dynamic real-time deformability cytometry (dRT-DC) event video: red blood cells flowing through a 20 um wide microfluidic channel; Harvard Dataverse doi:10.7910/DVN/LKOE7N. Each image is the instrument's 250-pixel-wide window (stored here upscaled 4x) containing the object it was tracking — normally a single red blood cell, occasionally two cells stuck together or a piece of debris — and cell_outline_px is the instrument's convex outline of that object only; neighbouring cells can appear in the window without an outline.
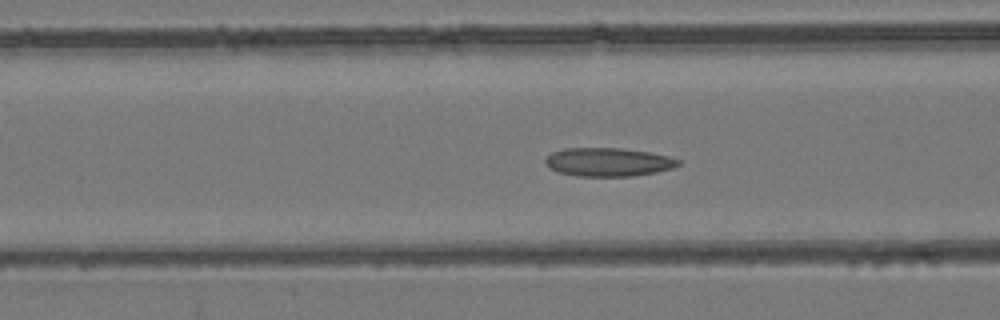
{"species": "common noctule bat (a hibernating species)", "species_latin": "Nyctalus noctula", "temperature_condition": "room temperature", "stored_images_in_passage": 54, "camera_frame_rate_fps": 3000, "um_per_image_px": 0.085, "animal": {"sex": "female", "body_mass_g": 24.6, "forearm_length_mm": 56.2}, "frame": {"image": 1, "passage_image": 22, "time_ms": 7.0, "image_size_px": [1000, 320], "cell_outline_px": [[680, 164], [672, 168], [656, 172], [632, 176], [576, 176], [560, 172], [548, 168], [544, 164], [544, 160], [552, 152], [564, 148], [620, 148], [648, 152], [668, 156], [680, 160]], "centroid_in_image_um": [51.67, 13.77], "position_along_channel_um": 114.9, "area_um2": 22.08}}
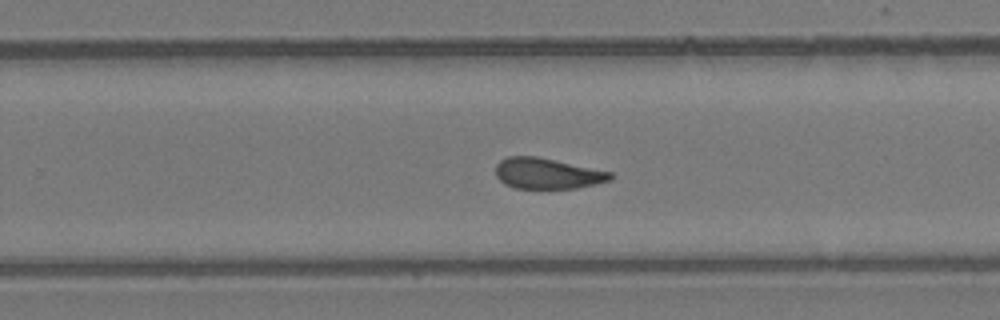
{"frame": {"image": 2, "passage_image": 35, "time_ms": 11.333, "image_size_px": [1000, 320], "cell_outline_px": [[612, 180], [596, 184], [576, 188], [516, 188], [504, 184], [496, 176], [496, 164], [500, 160], [508, 156], [536, 156], [612, 172]], "centroid_in_image_um": [46.51, 14.74], "position_along_channel_um": 283.3, "area_um2": 20.52}}
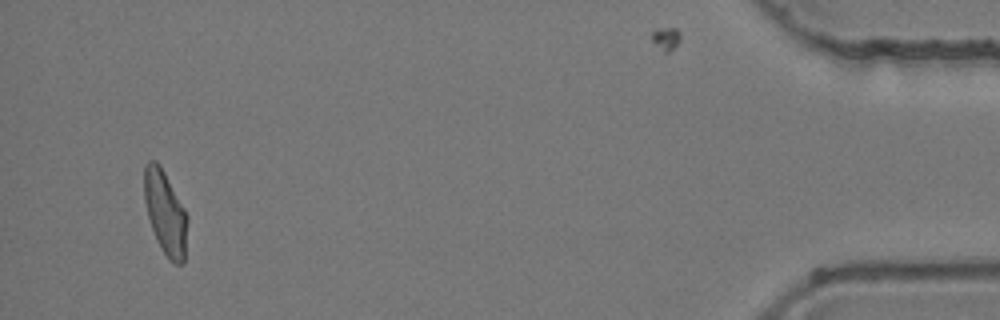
{"frame": {"image": 3, "passage_image": 52, "time_ms": 17.0, "image_size_px": [1000, 320], "cell_outline_px": [[188, 220], [184, 264], [176, 264], [168, 260], [160, 248], [156, 240], [148, 216], [144, 200], [144, 164], [148, 160], [156, 160], [160, 164], [184, 208], [188, 216]], "centroid_in_image_um": [14.05, 18.09], "position_along_channel_um": 421.2, "area_um2": 21.33}, "authors_computed_cell_mechanics": {"area_um2": 21.8195, "velocity_mm_per_s": 3.8898, "shape_relaxation_time_tau1_ms": null, "shape_relaxation_time_tau2_ms": 2.4446, "deformation_change_tau1": null, "deformation_change_tau2": 0.0844}}